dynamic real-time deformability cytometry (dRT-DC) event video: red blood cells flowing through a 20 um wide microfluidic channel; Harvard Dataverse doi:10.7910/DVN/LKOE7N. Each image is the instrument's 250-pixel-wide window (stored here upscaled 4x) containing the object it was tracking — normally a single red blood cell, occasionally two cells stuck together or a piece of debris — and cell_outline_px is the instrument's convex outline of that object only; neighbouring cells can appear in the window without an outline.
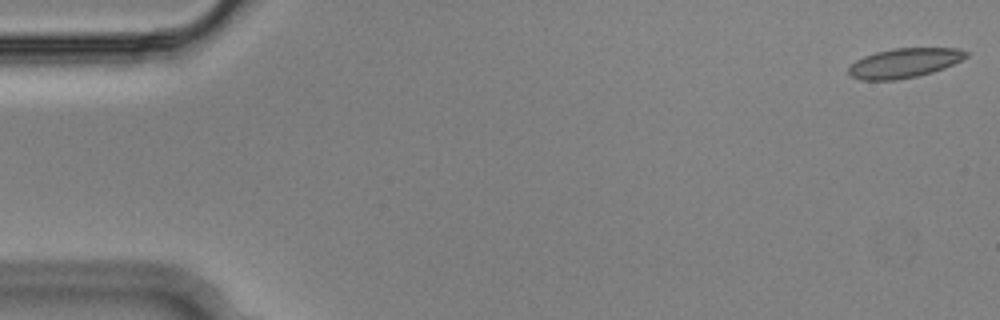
{"species": "Egyptian fruit bat (a non-hibernating species)", "species_latin": "Rousettus aegyptiacus", "temperature_condition": "cold", "stored_images_in_passage": 15, "camera_frame_rate_fps": 3000, "um_per_image_px": 0.085, "animal": {"sex": "male"}, "frame": {"image": 1, "passage_image": 1, "time_ms": 0.0, "image_size_px": [1000, 320], "cell_outline_px": [[968, 56], [944, 68], [932, 72], [916, 76], [896, 80], [860, 80], [852, 76], [848, 72], [848, 68], [856, 60], [864, 56], [876, 52], [892, 48], [960, 48], [968, 52]], "centroid_in_image_um": [76.86, 5.35], "position_along_channel_um": 8.1, "area_um2": 20.11}}
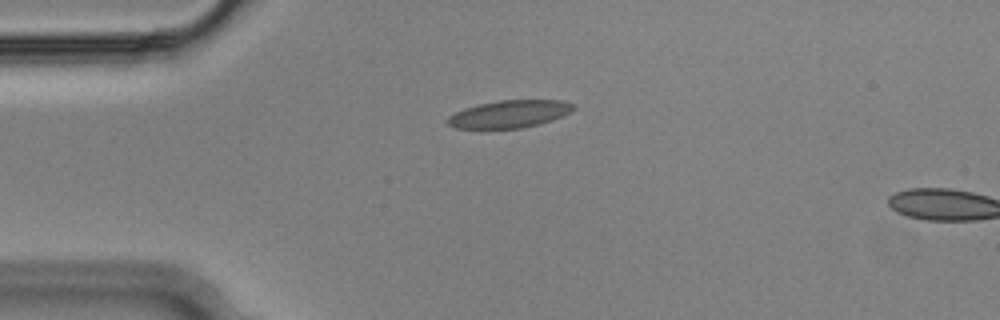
{"frame": {"image": 2, "passage_image": 13, "time_ms": 4.0, "image_size_px": [1000, 320], "cell_outline_px": [[576, 108], [552, 120], [540, 124], [520, 128], [456, 128], [448, 124], [448, 116], [464, 108], [480, 104], [500, 100], [564, 100], [576, 104]], "centroid_in_image_um": [43.34, 9.68], "position_along_channel_um": 41.7, "area_um2": 20.0}}